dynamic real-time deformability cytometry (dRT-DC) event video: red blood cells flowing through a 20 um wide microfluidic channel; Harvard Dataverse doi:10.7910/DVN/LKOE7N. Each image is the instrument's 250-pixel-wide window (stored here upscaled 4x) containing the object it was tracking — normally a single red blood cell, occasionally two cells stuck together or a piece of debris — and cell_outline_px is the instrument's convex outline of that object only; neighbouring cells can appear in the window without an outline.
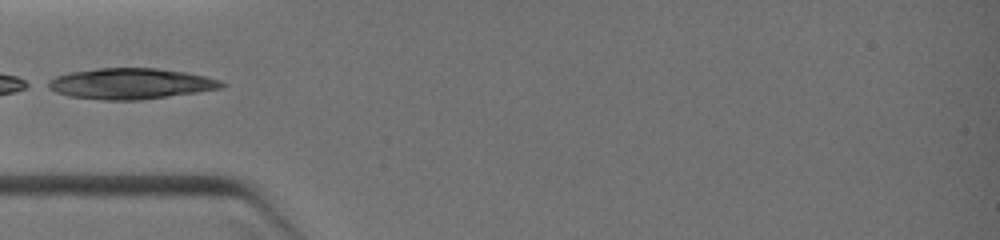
{"species": "common noctule bat (a hibernating species)", "species_latin": "Nyctalus noctula", "temperature_condition": "warm", "stored_images_in_passage": 8, "camera_frame_rate_fps": 3000, "um_per_image_px": 0.085, "animal": {"sex": "female", "body_mass_g": 19.0, "forearm_length_mm": 51.5}, "frame": {"image": 1, "passage_image": 5, "time_ms": 3.0, "image_size_px": [1000, 240], "cell_outline_px": [[228, 84], [220, 88], [196, 92], [140, 100], [100, 100], [72, 96], [56, 92], [40, 84], [56, 76], [72, 72], [96, 68], [156, 68], [184, 72], [204, 76], [220, 80]], "centroid_in_image_um": [11.04, 7.11], "position_along_channel_um": 74.0, "area_um2": 31.15}}
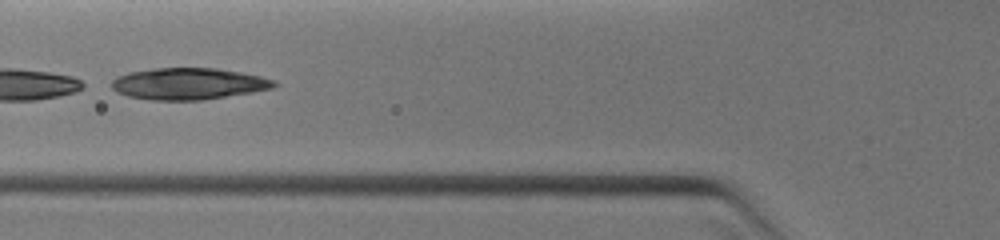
{"frame": {"image": 2, "passage_image": 6, "time_ms": 3.667, "image_size_px": [1000, 240], "cell_outline_px": [[276, 84], [272, 88], [252, 92], [200, 100], [148, 100], [128, 96], [116, 92], [112, 88], [112, 80], [128, 72], [152, 68], [216, 68], [240, 72], [260, 76], [276, 80]], "centroid_in_image_um": [15.99, 7.11], "position_along_channel_um": 109.8, "area_um2": 29.82}}